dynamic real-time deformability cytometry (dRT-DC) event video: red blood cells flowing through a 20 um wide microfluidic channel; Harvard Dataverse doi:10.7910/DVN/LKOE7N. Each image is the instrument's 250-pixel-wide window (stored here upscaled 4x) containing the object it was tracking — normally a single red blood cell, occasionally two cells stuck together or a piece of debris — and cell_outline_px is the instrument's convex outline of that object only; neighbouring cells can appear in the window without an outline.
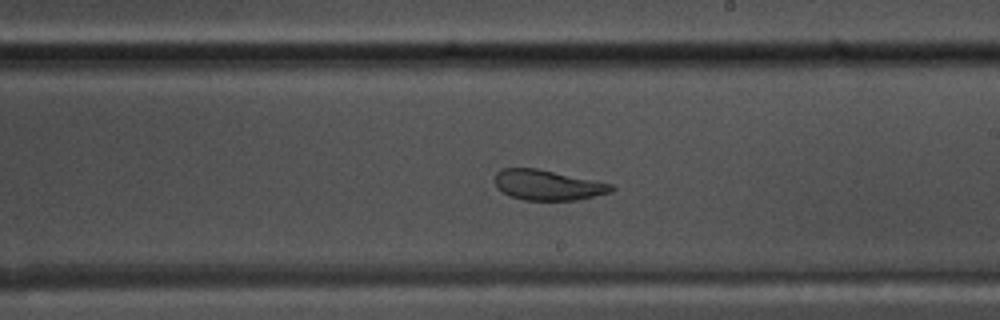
{"species": "common noctule bat (a hibernating species)", "species_latin": "Nyctalus noctula", "temperature_condition": "warm", "stored_images_in_passage": 49, "camera_frame_rate_fps": 3000, "um_per_image_px": 0.085, "animal": {"sex": "male", "body_mass_g": 17.5, "forearm_length_mm": 52.3}, "frame": {"image": 1, "passage_image": 27, "time_ms": 8.667, "image_size_px": [1000, 320], "cell_outline_px": [[616, 188], [612, 192], [576, 200], [524, 200], [508, 196], [496, 188], [496, 172], [500, 168], [536, 168], [612, 184]], "centroid_in_image_um": [46.53, 15.73], "position_along_channel_um": 242.5, "area_um2": 20.52}}
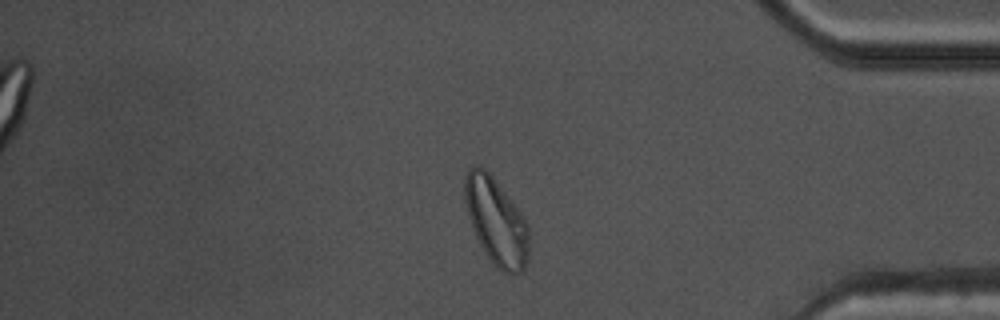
{"frame": {"image": 2, "passage_image": 41, "time_ms": 13.333, "image_size_px": [1000, 320], "cell_outline_px": [[528, 260], [524, 268], [520, 272], [504, 272], [496, 268], [480, 244], [472, 228], [468, 216], [464, 200], [464, 176], [468, 168], [476, 164], [484, 168], [492, 176], [524, 216], [528, 228]], "centroid_in_image_um": [42.15, 18.78], "position_along_channel_um": 393.0, "area_um2": 32.31}}
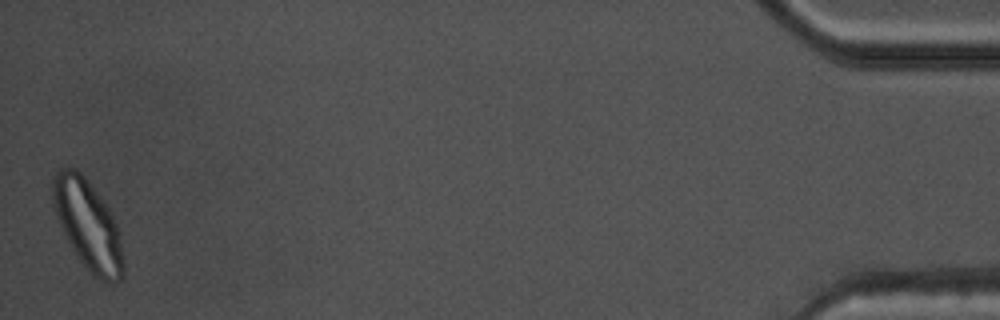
{"frame": {"image": 3, "passage_image": 49, "time_ms": 16.0, "image_size_px": [1000, 320], "cell_outline_px": [[124, 276], [120, 280], [112, 284], [108, 284], [92, 276], [76, 256], [64, 236], [56, 216], [52, 204], [52, 180], [56, 172], [60, 168], [76, 168], [80, 172], [108, 208], [120, 232], [124, 264]], "centroid_in_image_um": [7.47, 19.19], "position_along_channel_um": 427.7, "area_um2": 37.11}, "authors_computed_cell_mechanics": {"area_um2": 25.3164, "velocity_mm_per_s": 3.7746, "shape_relaxation_time_tau1_ms": 5.2176, "shape_relaxation_time_tau2_ms": 1.2948, "deformation_change_tau1": 0.1824, "deformation_change_tau2": 0.0827}}